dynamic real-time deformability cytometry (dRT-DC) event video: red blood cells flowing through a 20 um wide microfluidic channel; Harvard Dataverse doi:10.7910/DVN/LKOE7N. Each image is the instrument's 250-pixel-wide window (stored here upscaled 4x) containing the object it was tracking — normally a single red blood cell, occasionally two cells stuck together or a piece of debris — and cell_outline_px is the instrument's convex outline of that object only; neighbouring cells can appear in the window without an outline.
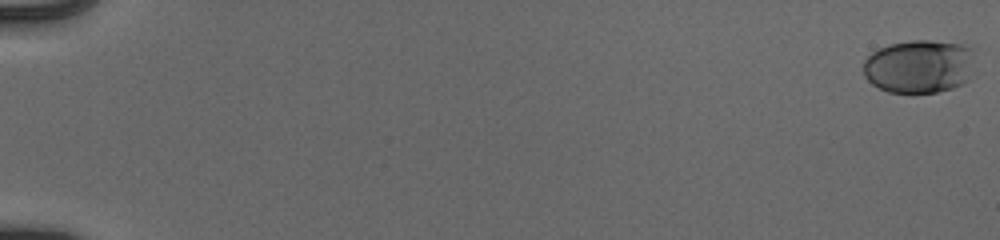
{"species": "human", "species_latin": "Homo sapiens", "temperature_condition": "cold", "stored_images_in_passage": 55, "camera_frame_rate_fps": 3000, "um_per_image_px": 0.085, "donor": {"sex": "male"}, "frame": {"image": 1, "passage_image": 1, "time_ms": 0.0, "image_size_px": [1000, 240], "cell_outline_px": [[976, 48], [968, 80], [952, 88], [936, 92], [888, 92], [872, 84], [864, 76], [864, 60], [872, 52], [888, 44], [912, 40], [928, 40], [972, 44]], "centroid_in_image_um": [78.17, 5.6], "position_along_channel_um": 6.8, "area_um2": 35.14}}
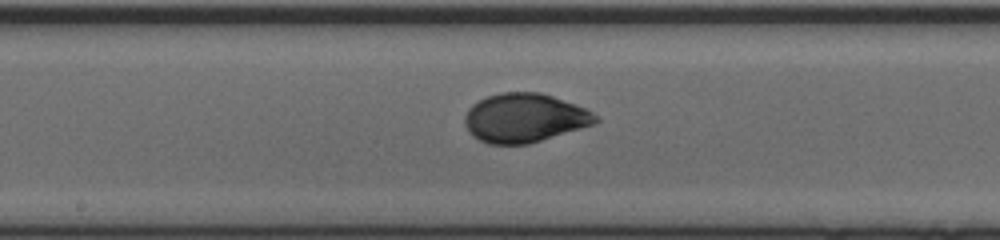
{"frame": {"image": 2, "passage_image": 32, "time_ms": 10.333, "image_size_px": [1000, 240], "cell_outline_px": [[600, 120], [596, 124], [528, 144], [488, 144], [472, 136], [468, 132], [464, 124], [464, 116], [468, 108], [472, 104], [488, 96], [500, 92], [540, 92], [588, 108], [600, 116]], "centroid_in_image_um": [44.61, 10.02], "position_along_channel_um": 203.6, "area_um2": 37.74}}
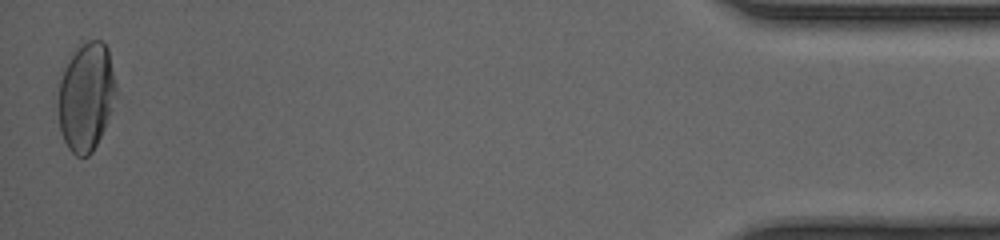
{"frame": {"image": 3, "passage_image": 55, "time_ms": 18.0, "image_size_px": [1000, 240], "cell_outline_px": [[116, 92], [112, 108], [104, 128], [92, 152], [88, 156], [76, 156], [68, 148], [64, 140], [60, 128], [56, 104], [60, 80], [68, 52], [80, 40], [100, 40], [108, 48], [116, 84]], "centroid_in_image_um": [7.27, 8.13], "position_along_channel_um": 427.9, "area_um2": 37.4}, "authors_computed_cell_mechanics": {"area_um2": 35.6048, "velocity_mm_per_s": 3.9355, "shape_relaxation_time_tau1_ms": 5.6756, "shape_relaxation_time_tau2_ms": null, "deformation_change_tau1": 0.1774, "deformation_change_tau2": null}}